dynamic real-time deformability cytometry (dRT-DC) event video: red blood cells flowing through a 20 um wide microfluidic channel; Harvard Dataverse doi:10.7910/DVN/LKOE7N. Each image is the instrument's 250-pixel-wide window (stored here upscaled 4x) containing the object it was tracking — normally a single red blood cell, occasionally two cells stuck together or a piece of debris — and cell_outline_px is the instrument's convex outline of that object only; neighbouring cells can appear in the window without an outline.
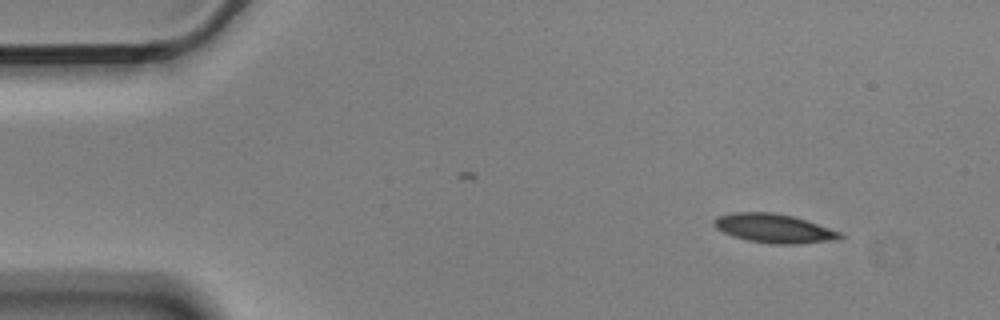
{"species": "Egyptian fruit bat (a non-hibernating species)", "species_latin": "Rousettus aegyptiacus", "temperature_condition": "cold", "stored_images_in_passage": 4, "segment_of_instrument_passage": [1, 2], "camera_frame_rate_fps": 3000, "um_per_image_px": 0.085, "animal": {"sex": "male"}, "frame": {"image": 1, "passage_image": 1, "time_ms": 0.0, "image_size_px": [1000, 320], "cell_outline_px": [[844, 236], [840, 240], [800, 244], [772, 244], [748, 240], [732, 236], [716, 228], [712, 224], [712, 220], [716, 216], [732, 212], [772, 212], [792, 216], [844, 232]], "centroid_in_image_um": [65.82, 19.42], "position_along_channel_um": 19.2, "area_um2": 21.62}}
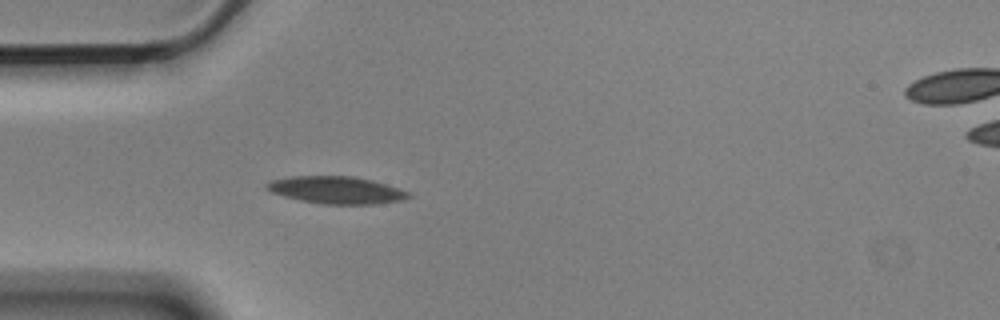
{"frame": {"image": 2, "passage_image": 3, "time_ms": 0.667, "image_size_px": [1000, 320], "cell_outline_px": [[412, 196], [404, 200], [376, 204], [320, 204], [300, 200], [284, 196], [272, 192], [264, 188], [264, 184], [272, 180], [292, 176], [352, 176], [372, 180], [412, 192]], "centroid_in_image_um": [28.62, 16.16], "position_along_channel_um": 56.4, "area_um2": 22.72}}